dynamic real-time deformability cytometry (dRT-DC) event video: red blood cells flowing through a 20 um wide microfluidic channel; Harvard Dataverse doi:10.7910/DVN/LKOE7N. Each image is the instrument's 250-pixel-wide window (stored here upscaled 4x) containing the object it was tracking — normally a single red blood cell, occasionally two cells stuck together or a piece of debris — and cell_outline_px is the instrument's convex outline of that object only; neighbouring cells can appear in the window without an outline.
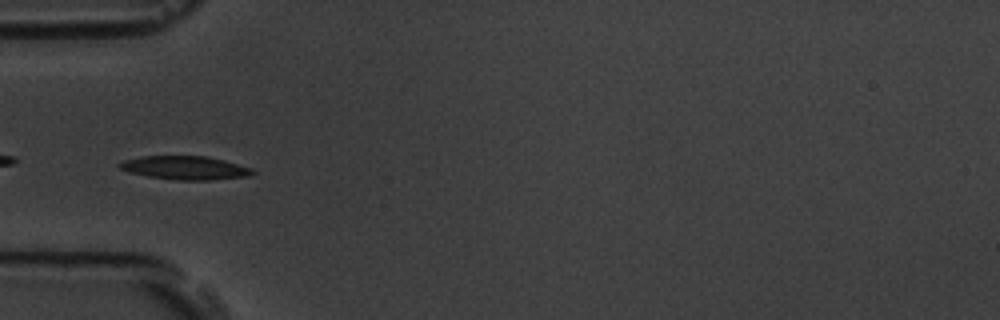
{"species": "common noctule bat (a hibernating species)", "species_latin": "Nyctalus noctula", "temperature_condition": "room temperature", "stored_images_in_passage": 9, "camera_frame_rate_fps": 3000, "um_per_image_px": 0.085, "animal": {"sex": "male", "body_mass_g": 19.5, "forearm_length_mm": 54.6}, "frame": {"image": 1, "passage_image": 6, "time_ms": 6.0, "image_size_px": [1000, 320], "cell_outline_px": [[256, 172], [248, 176], [208, 180], [176, 180], [148, 176], [128, 172], [120, 168], [116, 164], [124, 160], [140, 156], [208, 156], [224, 160], [252, 168]], "centroid_in_image_um": [15.72, 14.26], "position_along_channel_um": 69.3, "area_um2": 18.26}}
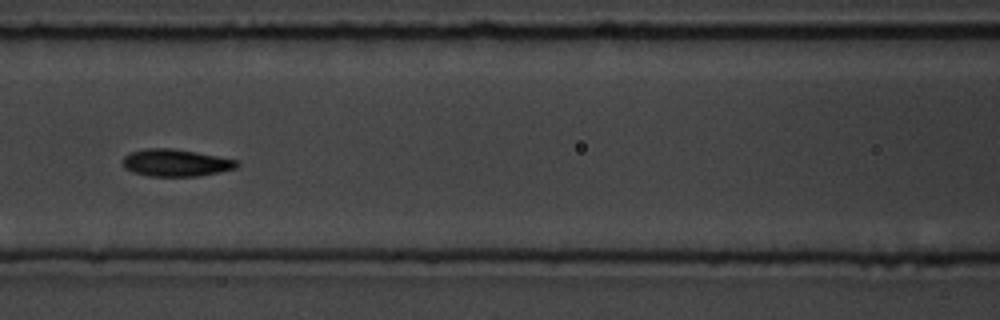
{"frame": {"image": 2, "passage_image": 8, "time_ms": 8.333, "image_size_px": [1000, 320], "cell_outline_px": [[240, 164], [236, 168], [200, 176], [148, 176], [132, 172], [124, 168], [124, 156], [132, 152], [148, 148], [172, 148], [196, 152], [236, 160]], "centroid_in_image_um": [14.94, 13.84], "position_along_channel_um": 151.7, "area_um2": 17.92}}
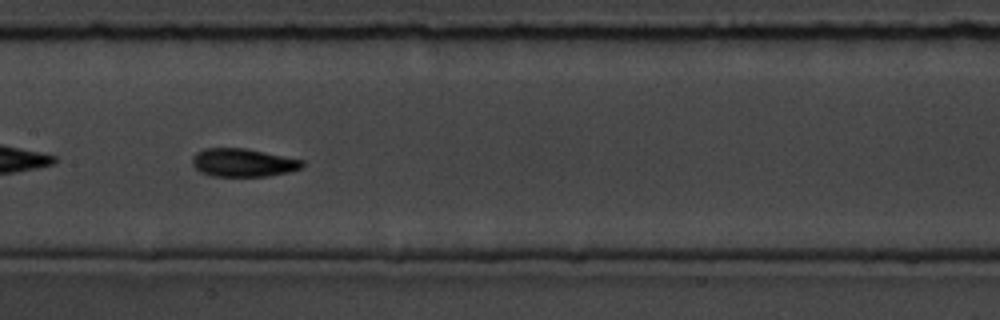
{"frame": {"image": 3, "passage_image": 9, "time_ms": 9.333, "image_size_px": [1000, 320], "cell_outline_px": [[304, 164], [300, 168], [288, 172], [268, 176], [212, 176], [200, 172], [192, 164], [192, 156], [196, 152], [204, 148], [244, 148], [304, 160]], "centroid_in_image_um": [20.63, 13.82], "position_along_channel_um": 186.8, "area_um2": 18.03}}